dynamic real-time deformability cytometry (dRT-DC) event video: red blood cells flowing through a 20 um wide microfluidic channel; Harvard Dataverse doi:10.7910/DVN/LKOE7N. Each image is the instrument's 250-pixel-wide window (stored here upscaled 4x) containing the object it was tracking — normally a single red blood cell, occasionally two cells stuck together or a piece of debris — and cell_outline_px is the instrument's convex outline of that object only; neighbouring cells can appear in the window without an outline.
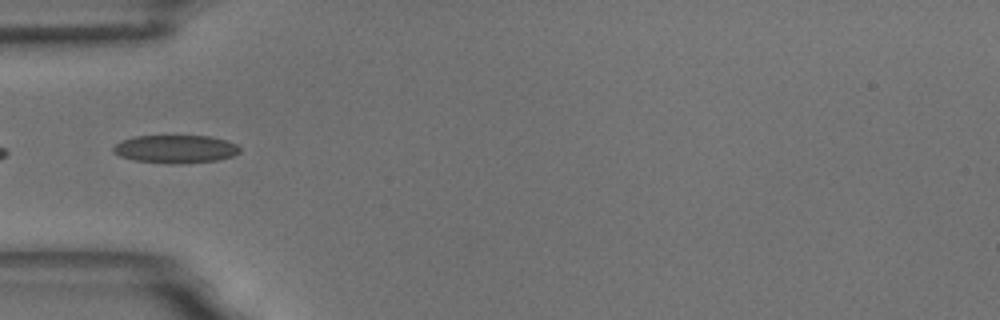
{"species": "common noctule bat (a hibernating species)", "species_latin": "Nyctalus noctula", "temperature_condition": "room temperature", "stored_images_in_passage": 10, "camera_frame_rate_fps": 3000, "um_per_image_px": 0.085, "animal": {"sex": "male", "body_mass_g": 18.8}, "frame": {"image": 1, "passage_image": 1, "time_ms": 0.0, "image_size_px": [1000, 320], "cell_outline_px": [[240, 152], [232, 156], [216, 160], [172, 164], [136, 160], [120, 156], [112, 152], [112, 148], [116, 144], [124, 140], [136, 136], [212, 136], [228, 140], [236, 144], [240, 148]], "centroid_in_image_um": [14.94, 12.66], "position_along_channel_um": 70.1, "area_um2": 20.52}}
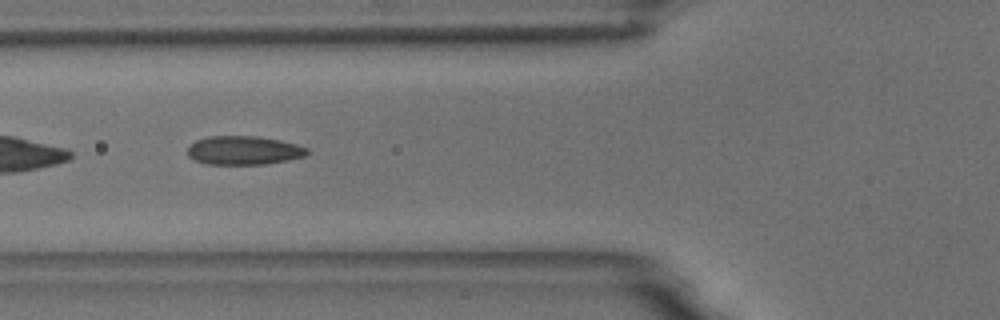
{"frame": {"image": 2, "passage_image": 4, "time_ms": 1.0, "image_size_px": [1000, 320], "cell_outline_px": [[308, 152], [304, 156], [288, 160], [264, 164], [208, 164], [196, 160], [188, 156], [188, 148], [196, 140], [208, 136], [256, 136], [280, 140], [296, 144], [308, 148]], "centroid_in_image_um": [20.72, 12.78], "position_along_channel_um": 105.1, "area_um2": 19.88}}